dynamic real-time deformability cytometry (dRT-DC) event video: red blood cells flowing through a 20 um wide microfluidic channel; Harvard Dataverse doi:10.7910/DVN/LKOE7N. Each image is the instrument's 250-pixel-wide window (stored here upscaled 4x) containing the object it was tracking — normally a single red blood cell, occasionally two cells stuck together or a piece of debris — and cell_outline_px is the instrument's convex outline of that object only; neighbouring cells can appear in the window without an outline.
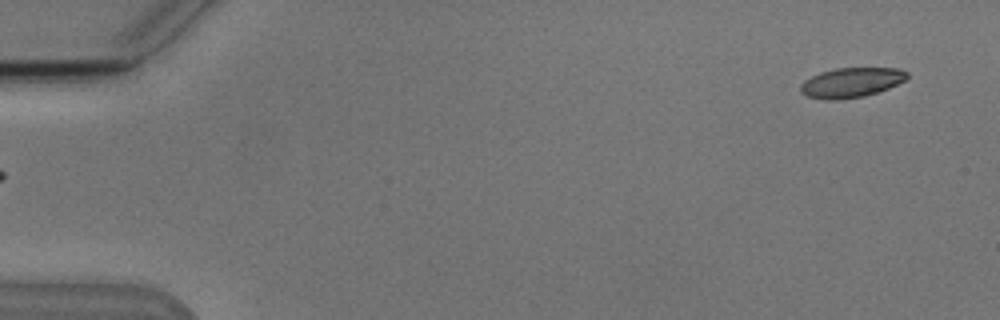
{"species": "Egyptian fruit bat (a non-hibernating species)", "species_latin": "Rousettus aegyptiacus", "temperature_condition": "cold", "stored_images_in_passage": 3, "segment_of_instrument_passage": [2, 2], "camera_frame_rate_fps": 3000, "um_per_image_px": 0.085, "animal": {"sex": "male"}, "frame": {"image": 1, "passage_image": 3, "time_ms": 3.333, "image_size_px": [1000, 320], "cell_outline_px": [[908, 76], [904, 80], [888, 88], [864, 96], [836, 100], [824, 100], [808, 96], [800, 92], [800, 84], [804, 80], [820, 72], [836, 68], [900, 68], [908, 72]], "centroid_in_image_um": [72.33, 7.01], "position_along_channel_um": 12.7, "area_um2": 18.44}}